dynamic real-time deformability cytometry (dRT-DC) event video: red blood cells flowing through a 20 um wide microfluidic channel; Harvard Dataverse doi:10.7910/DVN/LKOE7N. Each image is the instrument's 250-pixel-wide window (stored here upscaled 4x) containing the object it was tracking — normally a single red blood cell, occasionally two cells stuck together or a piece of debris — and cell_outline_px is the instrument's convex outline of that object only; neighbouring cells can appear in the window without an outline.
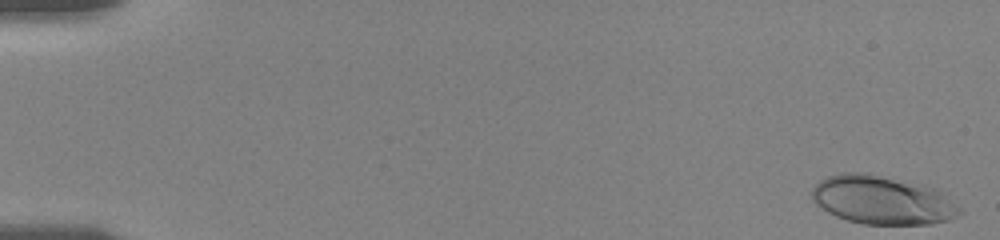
{"species": "human", "species_latin": "Homo sapiens", "temperature_condition": "room temperature", "stored_images_in_passage": 49, "camera_frame_rate_fps": 3000, "um_per_image_px": 0.085, "donor": {"sex": "female"}, "frame": {"image": 1, "passage_image": 1, "time_ms": 0.0, "image_size_px": [1000, 240], "cell_outline_px": [[964, 212], [948, 220], [932, 224], [864, 224], [848, 220], [836, 216], [828, 212], [816, 204], [812, 200], [812, 188], [820, 180], [828, 176], [840, 172], [868, 172], [924, 184], [940, 188]], "centroid_in_image_um": [75.03, 16.98], "position_along_channel_um": 10.0, "area_um2": 42.48}}
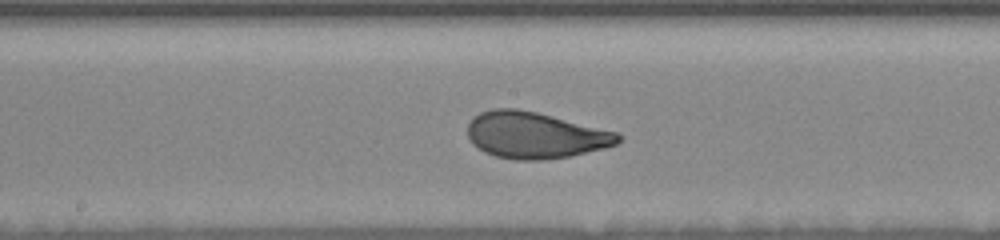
{"frame": {"image": 2, "passage_image": 30, "time_ms": 9.667, "image_size_px": [1000, 240], "cell_outline_px": [[620, 140], [616, 144], [604, 148], [572, 156], [540, 160], [516, 160], [496, 156], [484, 152], [472, 144], [468, 136], [468, 124], [472, 116], [480, 112], [492, 108], [516, 108], [536, 112], [620, 132]], "centroid_in_image_um": [45.47, 11.48], "position_along_channel_um": 202.7, "area_um2": 40.98}}
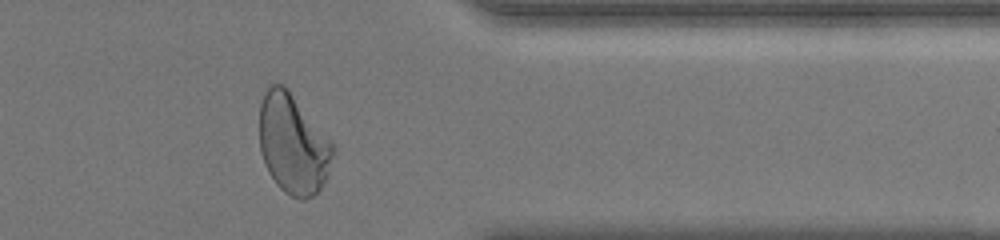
{"frame": {"image": 3, "passage_image": 46, "time_ms": 15.0, "image_size_px": [1000, 240], "cell_outline_px": [[336, 152], [328, 176], [324, 184], [312, 196], [304, 200], [300, 200], [284, 192], [276, 184], [268, 172], [260, 152], [260, 104], [264, 92], [268, 84], [276, 80], [284, 84], [288, 88], [336, 144]], "centroid_in_image_um": [24.94, 12.21], "position_along_channel_um": 386.5, "area_um2": 43.99}, "authors_computed_cell_mechanics": {"area_um2": 40.3444, "velocity_mm_per_s": 3.6032, "shape_relaxation_time_tau1_ms": 3.7856, "shape_relaxation_time_tau2_ms": null, "deformation_change_tau1": 0.1849, "deformation_change_tau2": null}}